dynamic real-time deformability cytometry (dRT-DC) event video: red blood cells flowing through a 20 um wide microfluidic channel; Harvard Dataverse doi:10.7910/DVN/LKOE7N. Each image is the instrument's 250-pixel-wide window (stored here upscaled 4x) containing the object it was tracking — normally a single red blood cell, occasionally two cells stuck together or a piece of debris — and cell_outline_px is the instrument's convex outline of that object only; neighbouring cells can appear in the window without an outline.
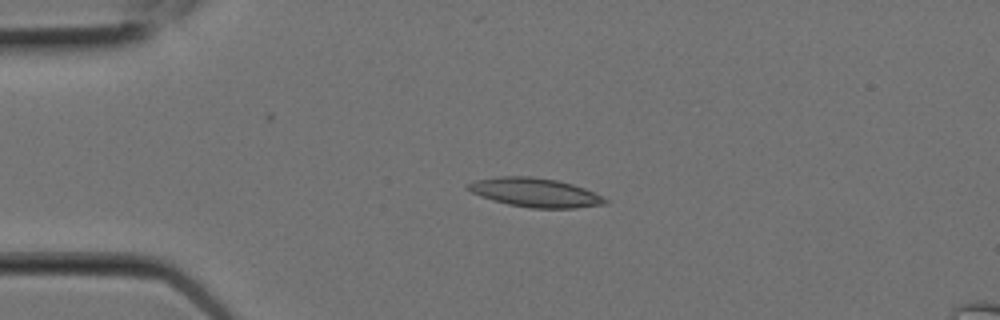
{"species": "Egyptian fruit bat (a non-hibernating species)", "species_latin": "Rousettus aegyptiacus", "temperature_condition": "room temperature", "stored_images_in_passage": 6, "camera_frame_rate_fps": 3000, "um_per_image_px": 0.085, "animal": {"sex": "female"}, "frame": {"image": 1, "passage_image": 5, "time_ms": 1.333, "image_size_px": [1000, 320], "cell_outline_px": [[608, 204], [576, 208], [532, 208], [508, 204], [492, 200], [480, 196], [464, 188], [464, 184], [476, 180], [500, 176], [532, 176], [556, 180], [572, 184], [584, 188], [608, 200]], "centroid_in_image_um": [45.44, 16.36], "position_along_channel_um": 39.6, "area_um2": 23.18}}